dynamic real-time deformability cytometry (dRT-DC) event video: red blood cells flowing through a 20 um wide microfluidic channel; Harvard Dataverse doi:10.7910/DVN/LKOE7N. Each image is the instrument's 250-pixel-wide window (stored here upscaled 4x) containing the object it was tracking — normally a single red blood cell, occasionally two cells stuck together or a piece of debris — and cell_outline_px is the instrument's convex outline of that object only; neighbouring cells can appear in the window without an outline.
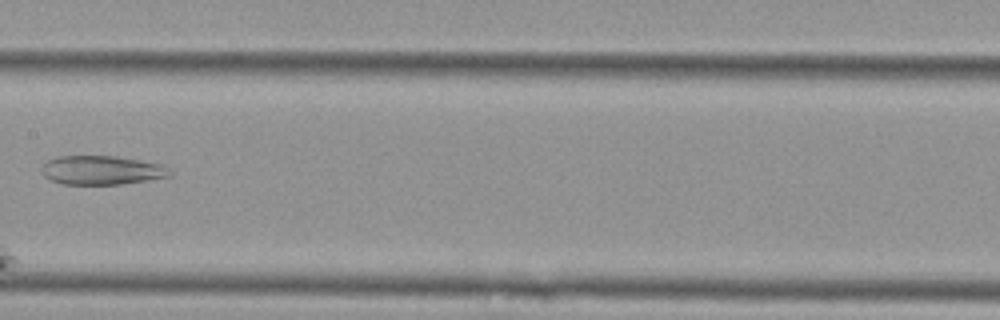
{"species": "Egyptian fruit bat (a non-hibernating species)", "species_latin": "Rousettus aegyptiacus", "temperature_condition": "cold", "stored_images_in_passage": 8, "camera_frame_rate_fps": 3000, "um_per_image_px": 0.085, "animal": {"sex": "female"}, "frame": {"image": 1, "passage_image": 6, "time_ms": 1.667, "image_size_px": [1000, 320], "cell_outline_px": [[172, 176], [120, 184], [64, 184], [52, 180], [44, 176], [40, 172], [40, 168], [48, 160], [56, 156], [116, 156], [164, 164], [172, 172]], "centroid_in_image_um": [8.65, 14.46], "position_along_channel_um": 198.7, "area_um2": 21.73}}